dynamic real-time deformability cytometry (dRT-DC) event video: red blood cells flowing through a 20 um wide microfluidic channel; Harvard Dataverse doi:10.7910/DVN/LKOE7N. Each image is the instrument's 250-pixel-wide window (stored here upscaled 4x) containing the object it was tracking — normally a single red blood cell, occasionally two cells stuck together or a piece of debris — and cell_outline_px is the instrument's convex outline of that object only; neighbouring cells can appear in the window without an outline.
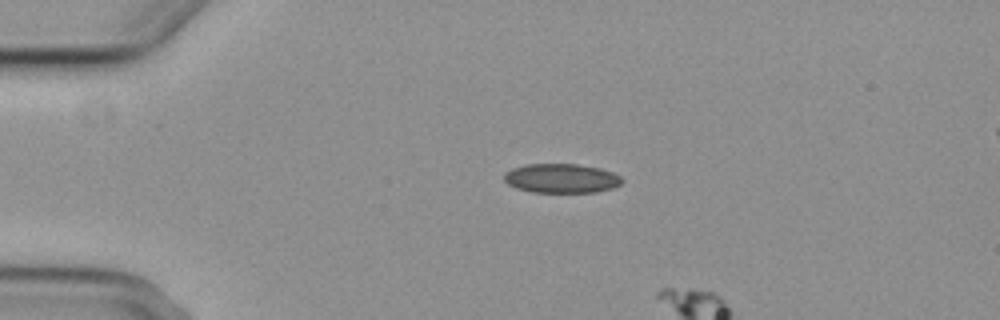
{"species": "common noctule bat (a hibernating species)", "species_latin": "Nyctalus noctula", "temperature_condition": "cold", "stored_images_in_passage": 2, "camera_frame_rate_fps": 3000, "um_per_image_px": 0.085, "animal": {"sex": "female", "body_mass_g": 29.2, "forearm_length_mm": 56.3}, "frame": {"image": 1, "passage_image": 1, "time_ms": 0.0, "image_size_px": [1000, 320], "cell_outline_px": [[624, 180], [620, 184], [612, 188], [596, 192], [532, 192], [516, 188], [508, 184], [504, 180], [504, 172], [512, 168], [524, 164], [576, 164], [600, 168], [612, 172], [620, 176]], "centroid_in_image_um": [47.7, 15.15], "position_along_channel_um": 37.3, "area_um2": 20.17}}